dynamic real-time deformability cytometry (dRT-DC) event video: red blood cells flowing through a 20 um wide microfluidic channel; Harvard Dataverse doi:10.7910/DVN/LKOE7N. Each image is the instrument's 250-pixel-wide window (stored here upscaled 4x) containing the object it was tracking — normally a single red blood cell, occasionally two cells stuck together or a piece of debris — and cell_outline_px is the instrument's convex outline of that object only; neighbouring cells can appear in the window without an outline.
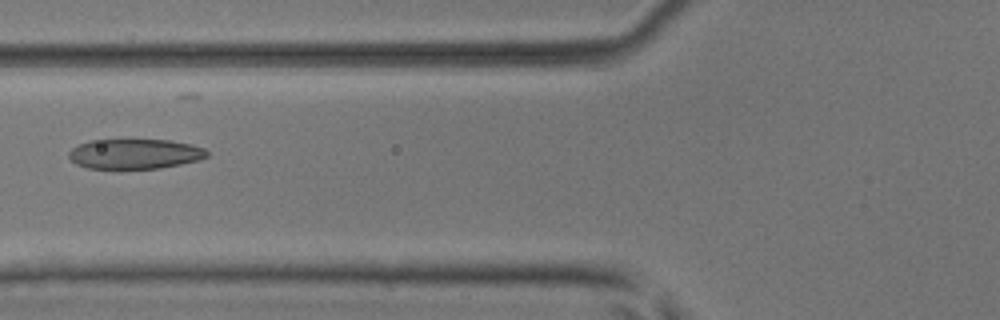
{"species": "common noctule bat (a hibernating species)", "species_latin": "Nyctalus noctula", "temperature_condition": "room temperature", "stored_images_in_passage": 4, "camera_frame_rate_fps": 3000, "um_per_image_px": 0.085, "animal": {"sex": "male", "body_mass_g": 17.9, "forearm_length_mm": 54.2}, "frame": {"image": 1, "passage_image": 3, "time_ms": 0.667, "image_size_px": [1000, 320], "cell_outline_px": [[208, 156], [200, 160], [160, 168], [120, 172], [88, 168], [76, 164], [68, 156], [68, 152], [72, 148], [80, 144], [92, 140], [168, 140], [192, 144], [204, 148], [208, 152]], "centroid_in_image_um": [11.44, 13.13], "position_along_channel_um": 114.4, "area_um2": 25.03}}